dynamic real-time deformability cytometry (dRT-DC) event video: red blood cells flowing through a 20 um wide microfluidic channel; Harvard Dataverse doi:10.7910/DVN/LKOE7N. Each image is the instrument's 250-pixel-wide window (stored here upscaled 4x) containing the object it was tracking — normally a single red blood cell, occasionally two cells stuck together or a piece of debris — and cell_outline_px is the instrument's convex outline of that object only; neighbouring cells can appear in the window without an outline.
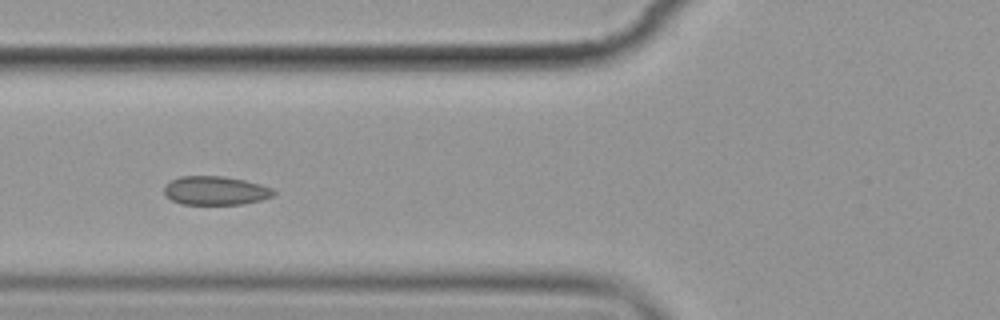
{"species": "common noctule bat (a hibernating species)", "species_latin": "Nyctalus noctula", "temperature_condition": "cold", "stored_images_in_passage": 9, "camera_frame_rate_fps": 3000, "um_per_image_px": 0.085, "animal": {"sex": "female", "body_mass_g": 19.9}, "frame": {"image": 1, "passage_image": 4, "time_ms": 3.667, "image_size_px": [1000, 320], "cell_outline_px": [[276, 192], [272, 196], [260, 200], [244, 204], [180, 204], [164, 196], [164, 184], [180, 176], [224, 176], [244, 180], [260, 184], [272, 188]], "centroid_in_image_um": [18.28, 16.2], "position_along_channel_um": 107.5, "area_um2": 18.44}}
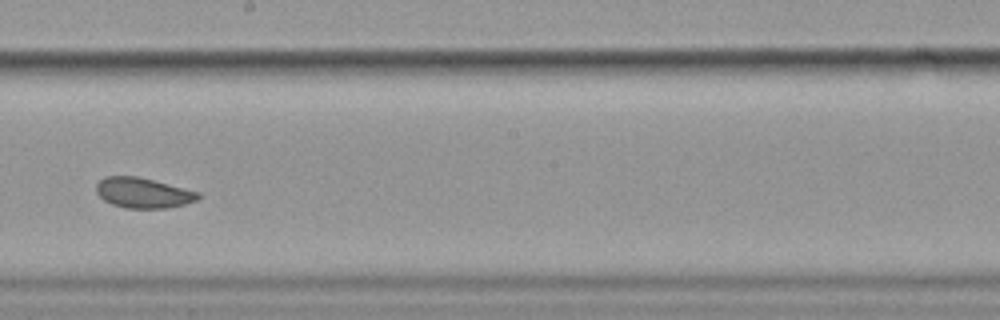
{"frame": {"image": 2, "passage_image": 7, "time_ms": 7.333, "image_size_px": [1000, 320], "cell_outline_px": [[200, 196], [196, 200], [184, 204], [168, 208], [124, 208], [112, 204], [104, 200], [96, 192], [96, 184], [104, 176], [140, 176], [200, 192]], "centroid_in_image_um": [12.16, 16.38], "position_along_channel_um": 236.0, "area_um2": 18.09}}
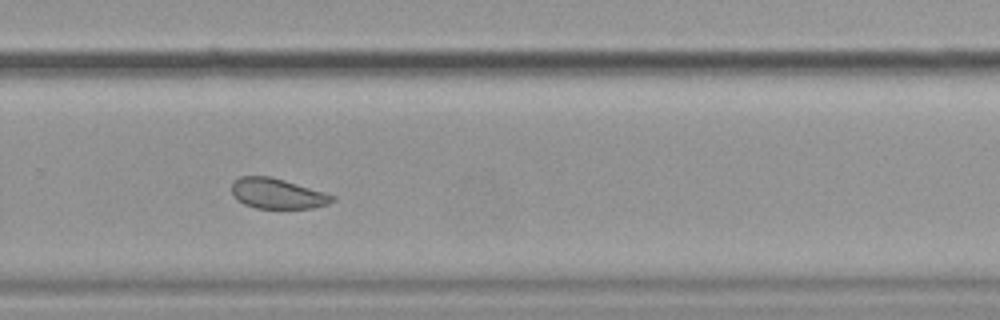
{"frame": {"image": 3, "passage_image": 9, "time_ms": 9.333, "image_size_px": [1000, 320], "cell_outline_px": [[336, 196], [328, 204], [312, 208], [256, 208], [244, 204], [236, 200], [232, 192], [232, 184], [240, 176], [272, 176], [324, 192]], "centroid_in_image_um": [23.56, 16.45], "position_along_channel_um": 306.2, "area_um2": 17.69}}